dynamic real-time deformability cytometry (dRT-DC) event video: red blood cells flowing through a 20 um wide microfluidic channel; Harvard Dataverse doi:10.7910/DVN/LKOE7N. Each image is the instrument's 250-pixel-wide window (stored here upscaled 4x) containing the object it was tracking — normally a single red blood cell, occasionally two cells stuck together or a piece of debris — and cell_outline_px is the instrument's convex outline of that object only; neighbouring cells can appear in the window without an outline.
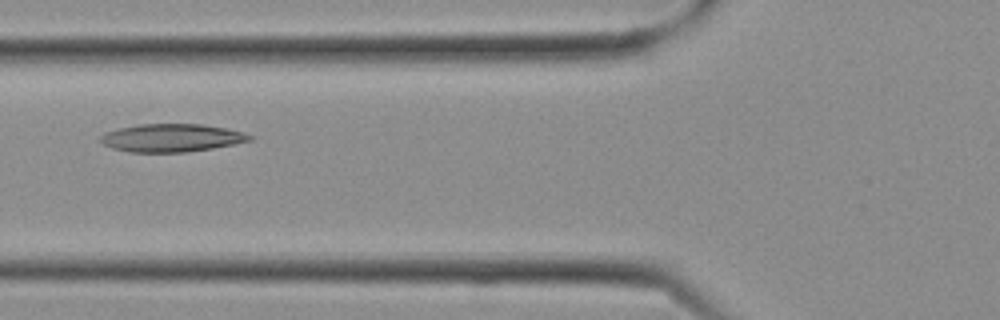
{"species": "Egyptian fruit bat (a non-hibernating species)", "species_latin": "Rousettus aegyptiacus", "temperature_condition": "cold", "stored_images_in_passage": 4, "camera_frame_rate_fps": 3000, "um_per_image_px": 0.085, "frame": {"image": 1, "passage_image": 3, "time_ms": 0.667, "image_size_px": [1000, 320], "cell_outline_px": [[248, 140], [208, 148], [180, 152], [136, 152], [116, 148], [108, 144], [104, 140], [112, 132], [124, 128], [148, 124], [196, 124], [220, 128], [236, 132], [248, 136]], "centroid_in_image_um": [14.6, 11.72], "position_along_channel_um": 111.2, "area_um2": 22.02}}